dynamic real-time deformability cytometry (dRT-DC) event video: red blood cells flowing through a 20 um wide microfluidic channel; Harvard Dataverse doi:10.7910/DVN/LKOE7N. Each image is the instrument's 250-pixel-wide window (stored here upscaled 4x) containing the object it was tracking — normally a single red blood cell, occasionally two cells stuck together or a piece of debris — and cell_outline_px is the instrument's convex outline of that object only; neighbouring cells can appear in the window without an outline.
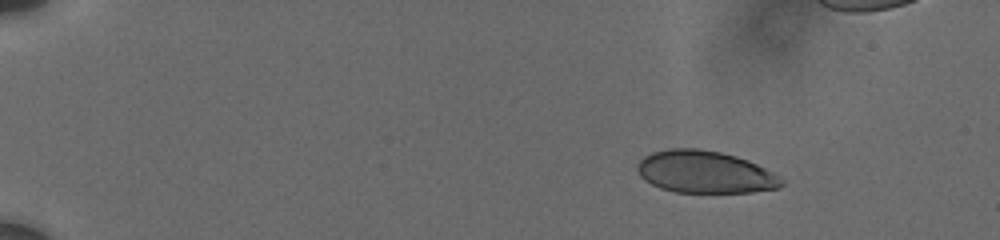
{"species": "human", "species_latin": "Homo sapiens", "temperature_condition": "cold", "stored_images_in_passage": 49, "camera_frame_rate_fps": 3000, "um_per_image_px": 0.085, "donor": {"sex": "male"}, "frame": {"image": 1, "passage_image": 1, "time_ms": 0.0, "image_size_px": [1000, 240], "cell_outline_px": [[784, 184], [780, 188], [752, 192], [676, 192], [660, 188], [644, 180], [640, 176], [636, 168], [640, 160], [644, 156], [652, 152], [668, 148], [696, 148], [720, 152], [736, 156], [748, 160], [772, 172], [784, 180]], "centroid_in_image_um": [59.91, 14.62], "position_along_channel_um": 25.1, "area_um2": 35.55}}
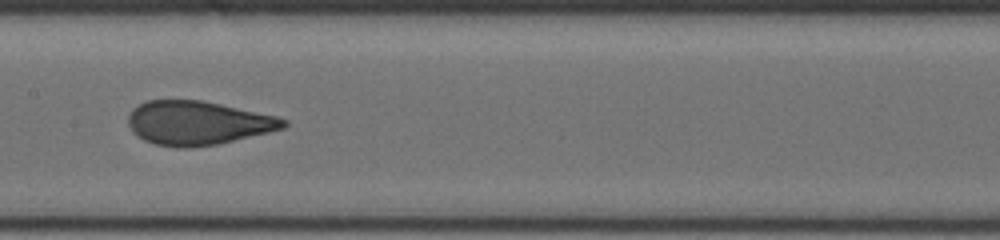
{"frame": {"image": 2, "passage_image": 25, "time_ms": 7.667, "image_size_px": [1000, 240], "cell_outline_px": [[288, 124], [284, 128], [268, 132], [216, 144], [192, 148], [180, 148], [156, 144], [144, 140], [132, 132], [128, 124], [128, 116], [132, 108], [144, 100], [200, 100], [220, 104], [276, 116], [288, 120]], "centroid_in_image_um": [16.77, 10.45], "position_along_channel_um": 190.6, "area_um2": 39.59}}
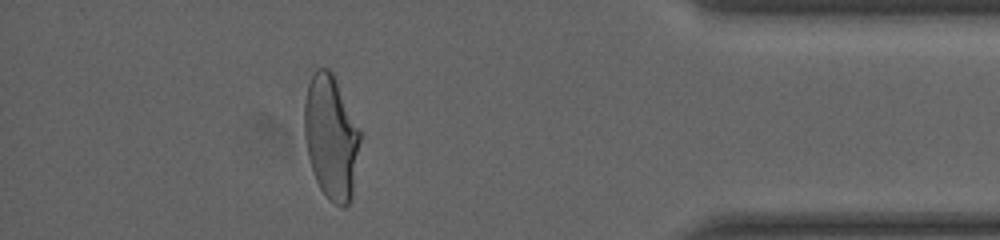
{"frame": {"image": 3, "passage_image": 46, "time_ms": 14.333, "image_size_px": [1000, 240], "cell_outline_px": [[360, 140], [352, 196], [348, 204], [344, 208], [340, 208], [328, 200], [320, 188], [316, 180], [308, 156], [304, 136], [304, 104], [308, 84], [316, 68], [328, 68], [332, 72], [360, 132]], "centroid_in_image_um": [28.12, 11.7], "position_along_channel_um": 407.1, "area_um2": 39.94}}